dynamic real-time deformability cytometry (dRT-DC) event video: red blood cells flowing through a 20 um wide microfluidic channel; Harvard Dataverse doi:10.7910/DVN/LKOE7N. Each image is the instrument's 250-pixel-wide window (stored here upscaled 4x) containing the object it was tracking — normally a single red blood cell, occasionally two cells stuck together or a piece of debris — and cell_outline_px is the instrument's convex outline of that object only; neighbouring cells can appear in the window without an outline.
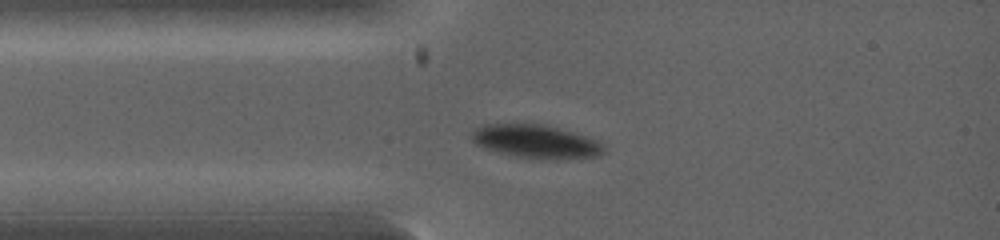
{"species": "common noctule bat (a hibernating species)", "species_latin": "Nyctalus noctula", "temperature_condition": "warm", "stored_images_in_passage": 1, "camera_frame_rate_fps": 5000, "um_per_image_px": 0.085, "animal": {"sex": "female", "body_mass_g": 19.0, "forearm_length_mm": 53.3}, "frame": {"image": 1, "passage_image": 1, "time_ms": 0.0, "image_size_px": [1000, 240], "cell_outline_px": [[608, 152], [600, 156], [520, 156], [500, 152], [476, 144], [468, 136], [480, 124], [548, 124], [576, 132], [600, 140], [604, 144]], "centroid_in_image_um": [45.59, 11.95], "position_along_channel_um": 39.4, "area_um2": 25.03}}